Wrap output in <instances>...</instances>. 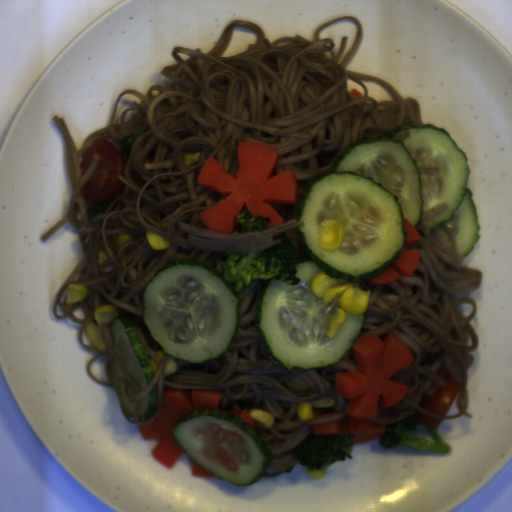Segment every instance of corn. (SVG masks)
<instances>
[{
    "label": "corn",
    "instance_id": "obj_1",
    "mask_svg": "<svg viewBox=\"0 0 512 512\" xmlns=\"http://www.w3.org/2000/svg\"><path fill=\"white\" fill-rule=\"evenodd\" d=\"M310 289L317 297H322L323 303L338 299V307L328 325L326 335L335 339L337 332L345 323L347 315L362 316L368 311L371 298L370 290H363L354 284H341L337 279L325 272L313 277Z\"/></svg>",
    "mask_w": 512,
    "mask_h": 512
},
{
    "label": "corn",
    "instance_id": "obj_2",
    "mask_svg": "<svg viewBox=\"0 0 512 512\" xmlns=\"http://www.w3.org/2000/svg\"><path fill=\"white\" fill-rule=\"evenodd\" d=\"M345 228L341 222L323 220L319 232V247L325 250H335L342 246Z\"/></svg>",
    "mask_w": 512,
    "mask_h": 512
},
{
    "label": "corn",
    "instance_id": "obj_3",
    "mask_svg": "<svg viewBox=\"0 0 512 512\" xmlns=\"http://www.w3.org/2000/svg\"><path fill=\"white\" fill-rule=\"evenodd\" d=\"M335 405L336 400L329 396L316 402H299L296 406L297 419L305 422L308 419L314 418V409H328Z\"/></svg>",
    "mask_w": 512,
    "mask_h": 512
},
{
    "label": "corn",
    "instance_id": "obj_4",
    "mask_svg": "<svg viewBox=\"0 0 512 512\" xmlns=\"http://www.w3.org/2000/svg\"><path fill=\"white\" fill-rule=\"evenodd\" d=\"M249 416L256 424L257 428L269 429L275 425L276 419L274 415L261 409H250Z\"/></svg>",
    "mask_w": 512,
    "mask_h": 512
},
{
    "label": "corn",
    "instance_id": "obj_5",
    "mask_svg": "<svg viewBox=\"0 0 512 512\" xmlns=\"http://www.w3.org/2000/svg\"><path fill=\"white\" fill-rule=\"evenodd\" d=\"M119 315L118 307L114 305H100L93 313L94 319L97 324L107 323L110 324L112 320Z\"/></svg>",
    "mask_w": 512,
    "mask_h": 512
},
{
    "label": "corn",
    "instance_id": "obj_6",
    "mask_svg": "<svg viewBox=\"0 0 512 512\" xmlns=\"http://www.w3.org/2000/svg\"><path fill=\"white\" fill-rule=\"evenodd\" d=\"M66 294V303L70 306L85 299L88 296V290L86 286L80 283H72L68 285Z\"/></svg>",
    "mask_w": 512,
    "mask_h": 512
},
{
    "label": "corn",
    "instance_id": "obj_7",
    "mask_svg": "<svg viewBox=\"0 0 512 512\" xmlns=\"http://www.w3.org/2000/svg\"><path fill=\"white\" fill-rule=\"evenodd\" d=\"M85 330L92 345L99 351H104L105 344L100 336L99 327L92 321H89L85 325Z\"/></svg>",
    "mask_w": 512,
    "mask_h": 512
},
{
    "label": "corn",
    "instance_id": "obj_8",
    "mask_svg": "<svg viewBox=\"0 0 512 512\" xmlns=\"http://www.w3.org/2000/svg\"><path fill=\"white\" fill-rule=\"evenodd\" d=\"M145 236L152 250H168L171 245L169 241H167L165 238H163L162 236L158 235L155 232L146 230Z\"/></svg>",
    "mask_w": 512,
    "mask_h": 512
},
{
    "label": "corn",
    "instance_id": "obj_9",
    "mask_svg": "<svg viewBox=\"0 0 512 512\" xmlns=\"http://www.w3.org/2000/svg\"><path fill=\"white\" fill-rule=\"evenodd\" d=\"M285 385H287L291 389H295L298 391L306 392V391H310V389H311L310 384L305 379H302L297 376L292 381L286 382Z\"/></svg>",
    "mask_w": 512,
    "mask_h": 512
},
{
    "label": "corn",
    "instance_id": "obj_10",
    "mask_svg": "<svg viewBox=\"0 0 512 512\" xmlns=\"http://www.w3.org/2000/svg\"><path fill=\"white\" fill-rule=\"evenodd\" d=\"M177 370H178V367H177L175 360L172 357L169 358V360L167 361V363L164 367V377L170 376V375L176 373Z\"/></svg>",
    "mask_w": 512,
    "mask_h": 512
},
{
    "label": "corn",
    "instance_id": "obj_11",
    "mask_svg": "<svg viewBox=\"0 0 512 512\" xmlns=\"http://www.w3.org/2000/svg\"><path fill=\"white\" fill-rule=\"evenodd\" d=\"M304 470L312 479H324L326 475L324 470L309 471L307 466H304Z\"/></svg>",
    "mask_w": 512,
    "mask_h": 512
},
{
    "label": "corn",
    "instance_id": "obj_12",
    "mask_svg": "<svg viewBox=\"0 0 512 512\" xmlns=\"http://www.w3.org/2000/svg\"><path fill=\"white\" fill-rule=\"evenodd\" d=\"M200 159V153L196 152L195 154H186L184 157V163L186 166H189L195 162H198Z\"/></svg>",
    "mask_w": 512,
    "mask_h": 512
},
{
    "label": "corn",
    "instance_id": "obj_13",
    "mask_svg": "<svg viewBox=\"0 0 512 512\" xmlns=\"http://www.w3.org/2000/svg\"><path fill=\"white\" fill-rule=\"evenodd\" d=\"M133 240L131 236L128 234H120L117 237L118 245L121 247L124 245L127 241Z\"/></svg>",
    "mask_w": 512,
    "mask_h": 512
},
{
    "label": "corn",
    "instance_id": "obj_14",
    "mask_svg": "<svg viewBox=\"0 0 512 512\" xmlns=\"http://www.w3.org/2000/svg\"><path fill=\"white\" fill-rule=\"evenodd\" d=\"M108 259V253L105 250H99L97 252V262L101 263Z\"/></svg>",
    "mask_w": 512,
    "mask_h": 512
},
{
    "label": "corn",
    "instance_id": "obj_15",
    "mask_svg": "<svg viewBox=\"0 0 512 512\" xmlns=\"http://www.w3.org/2000/svg\"><path fill=\"white\" fill-rule=\"evenodd\" d=\"M150 365H151L154 373L157 372V369H158L157 363L152 358H150Z\"/></svg>",
    "mask_w": 512,
    "mask_h": 512
},
{
    "label": "corn",
    "instance_id": "obj_16",
    "mask_svg": "<svg viewBox=\"0 0 512 512\" xmlns=\"http://www.w3.org/2000/svg\"><path fill=\"white\" fill-rule=\"evenodd\" d=\"M155 354L160 358V359H163L164 356L166 355L164 351L162 350H157L155 351Z\"/></svg>",
    "mask_w": 512,
    "mask_h": 512
}]
</instances>
